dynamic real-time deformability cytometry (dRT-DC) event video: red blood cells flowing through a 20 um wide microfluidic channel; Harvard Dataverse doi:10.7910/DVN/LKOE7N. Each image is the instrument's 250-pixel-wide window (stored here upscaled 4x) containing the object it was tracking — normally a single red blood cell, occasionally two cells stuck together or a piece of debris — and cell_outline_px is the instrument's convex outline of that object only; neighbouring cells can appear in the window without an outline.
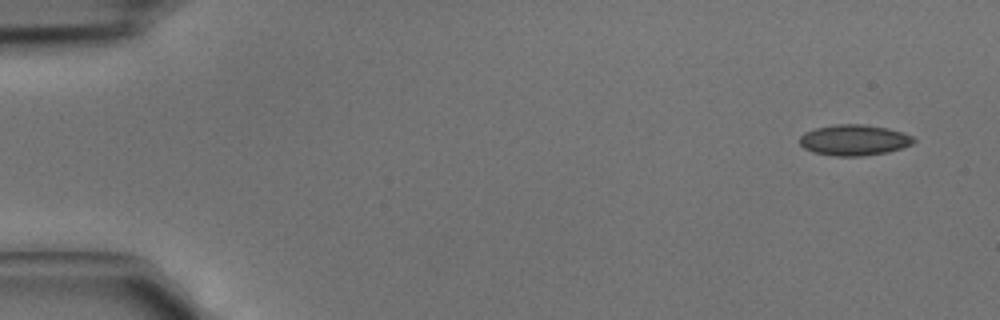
{"species": "common noctule bat (a hibernating species)", "species_latin": "Nyctalus noctula", "temperature_condition": "cold", "stored_images_in_passage": 3, "camera_frame_rate_fps": 3000, "um_per_image_px": 0.085, "animal": {"sex": "male", "body_mass_g": 15.6}, "frame": {"image": 1, "passage_image": 1, "time_ms": 0.0, "image_size_px": [1000, 320], "cell_outline_px": [[916, 140], [912, 144], [888, 152], [864, 156], [836, 156], [812, 152], [804, 148], [800, 144], [800, 136], [804, 132], [816, 128], [836, 124], [864, 124], [888, 128], [912, 136]], "centroid_in_image_um": [72.58, 11.91], "position_along_channel_um": 12.4, "area_um2": 20.46}}